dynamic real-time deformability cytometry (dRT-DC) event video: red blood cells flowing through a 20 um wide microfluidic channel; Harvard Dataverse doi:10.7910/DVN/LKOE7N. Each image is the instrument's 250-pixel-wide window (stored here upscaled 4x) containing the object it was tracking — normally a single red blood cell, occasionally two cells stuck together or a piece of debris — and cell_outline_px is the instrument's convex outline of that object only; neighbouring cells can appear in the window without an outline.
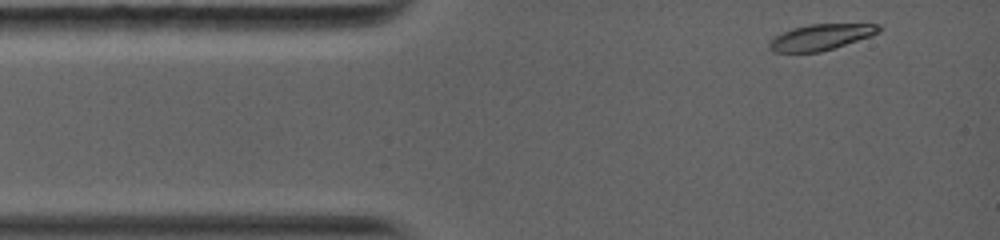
{"species": "common noctule bat (a hibernating species)", "species_latin": "Nyctalus noctula", "temperature_condition": "warm", "stored_images_in_passage": 15, "camera_frame_rate_fps": 5000, "um_per_image_px": 0.085, "animal": {"sex": "female", "body_mass_g": 19.0, "forearm_length_mm": 56.7}, "frame": {"image": 1, "passage_image": 1, "time_ms": 0.0, "image_size_px": [1000, 240], "cell_outline_px": [[880, 32], [820, 52], [772, 52], [768, 48], [768, 44], [776, 36], [792, 28], [808, 24], [880, 24]], "centroid_in_image_um": [69.72, 3.15], "position_along_channel_um": 15.3, "area_um2": 16.18}}
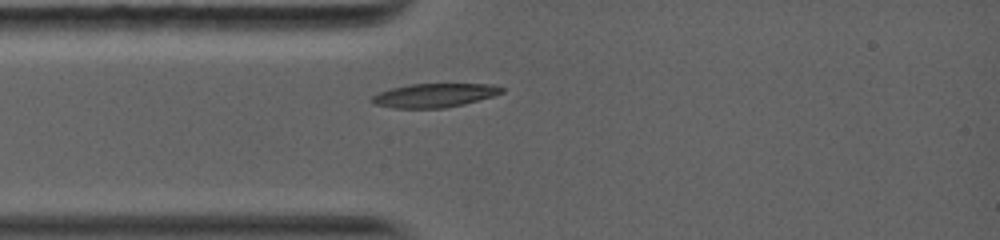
{"frame": {"image": 2, "passage_image": 13, "time_ms": 2.0, "image_size_px": [1000, 240], "cell_outline_px": [[504, 92], [492, 96], [464, 104], [444, 108], [392, 108], [372, 104], [368, 100], [372, 96], [380, 92], [392, 88], [408, 84], [492, 84], [504, 88]], "centroid_in_image_um": [36.87, 8.11], "position_along_channel_um": 48.1, "area_um2": 18.09}}
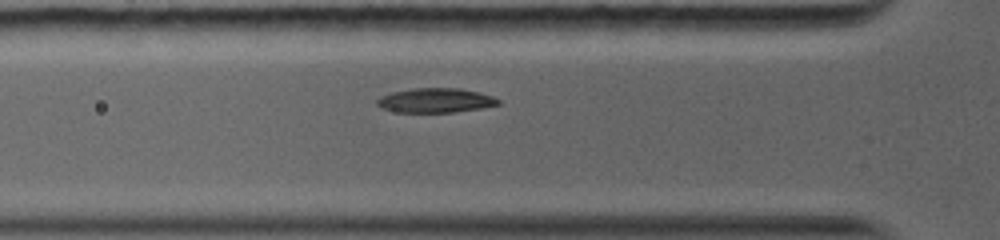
{"frame": {"image": 3, "passage_image": 15, "time_ms": 3.0, "image_size_px": [1000, 240], "cell_outline_px": [[500, 104], [480, 108], [452, 112], [396, 112], [380, 108], [376, 104], [376, 100], [380, 96], [392, 92], [412, 88], [460, 88], [480, 92], [492, 96], [500, 100]], "centroid_in_image_um": [36.99, 8.53], "position_along_channel_um": 88.8, "area_um2": 17.34}}